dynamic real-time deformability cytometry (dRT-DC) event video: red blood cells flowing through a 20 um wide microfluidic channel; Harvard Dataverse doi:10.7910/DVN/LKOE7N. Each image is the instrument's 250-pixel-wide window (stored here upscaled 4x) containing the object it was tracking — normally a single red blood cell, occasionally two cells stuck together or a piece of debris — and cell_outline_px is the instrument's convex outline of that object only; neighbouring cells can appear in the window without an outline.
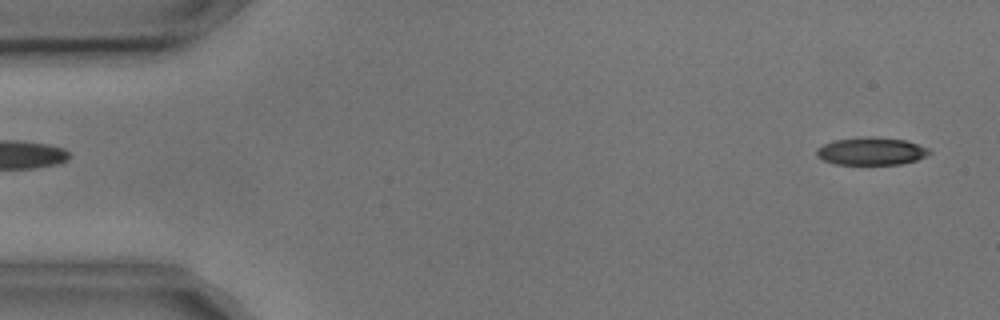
{"species": "common noctule bat (a hibernating species)", "species_latin": "Nyctalus noctula", "temperature_condition": "cold", "stored_images_in_passage": 2, "camera_frame_rate_fps": 3000, "um_per_image_px": 0.085, "animal": {"sex": "male", "body_mass_g": 17.9, "forearm_length_mm": 54.2}, "frame": {"image": 1, "passage_image": 2, "time_ms": 0.333, "image_size_px": [1000, 320], "cell_outline_px": [[932, 152], [916, 160], [900, 164], [836, 164], [824, 160], [816, 156], [816, 148], [824, 144], [836, 140], [860, 136], [872, 136], [904, 140], [928, 148]], "centroid_in_image_um": [74.02, 12.84], "position_along_channel_um": 11.0, "area_um2": 18.09}}